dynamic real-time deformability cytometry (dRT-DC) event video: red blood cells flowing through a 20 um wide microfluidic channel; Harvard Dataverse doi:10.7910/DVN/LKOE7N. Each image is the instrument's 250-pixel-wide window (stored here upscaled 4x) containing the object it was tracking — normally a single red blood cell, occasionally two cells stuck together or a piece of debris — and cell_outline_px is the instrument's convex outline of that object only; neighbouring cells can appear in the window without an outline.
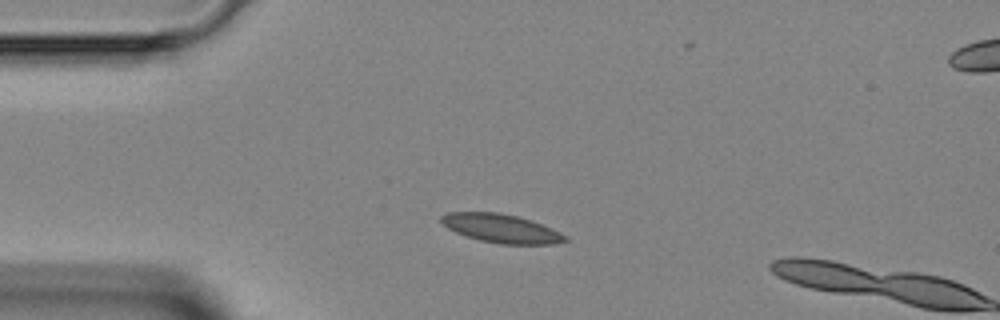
{"species": "Egyptian fruit bat (a non-hibernating species)", "species_latin": "Rousettus aegyptiacus", "temperature_condition": "room temperature", "stored_images_in_passage": 3, "camera_frame_rate_fps": 3000, "um_per_image_px": 0.085, "animal": {"sex": "female"}, "frame": {"image": 1, "passage_image": 2, "time_ms": 1.333, "image_size_px": [1000, 320], "cell_outline_px": [[568, 240], [556, 244], [500, 244], [480, 240], [456, 232], [448, 228], [440, 220], [440, 216], [448, 212], [500, 212], [532, 220], [560, 232], [568, 236]], "centroid_in_image_um": [42.63, 19.41], "position_along_channel_um": 42.4, "area_um2": 20.63}}